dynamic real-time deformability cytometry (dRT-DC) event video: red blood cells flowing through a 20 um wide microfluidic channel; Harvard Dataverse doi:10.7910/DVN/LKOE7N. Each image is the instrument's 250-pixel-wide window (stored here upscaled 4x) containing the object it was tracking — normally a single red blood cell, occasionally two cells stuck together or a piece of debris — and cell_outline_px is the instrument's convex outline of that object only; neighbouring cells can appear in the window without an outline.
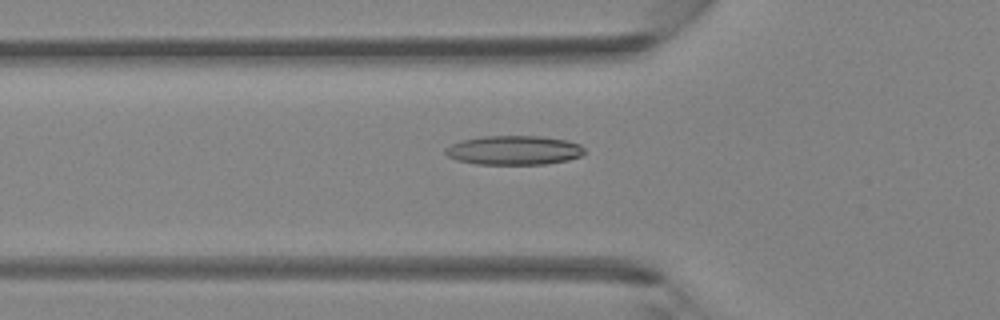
{"species": "Egyptian fruit bat (a non-hibernating species)", "species_latin": "Rousettus aegyptiacus", "temperature_condition": "room temperature", "stored_images_in_passage": 33, "camera_frame_rate_fps": 3000, "um_per_image_px": 0.085, "animal": {"sex": "female"}, "frame": {"image": 1, "passage_image": 4, "time_ms": 1.0, "image_size_px": [1000, 320], "cell_outline_px": [[584, 152], [580, 156], [568, 160], [544, 164], [476, 164], [456, 160], [448, 156], [444, 152], [444, 148], [460, 140], [484, 136], [540, 136], [568, 140], [580, 144], [584, 148]], "centroid_in_image_um": [43.67, 12.76], "position_along_channel_um": 82.1, "area_um2": 23.76}}
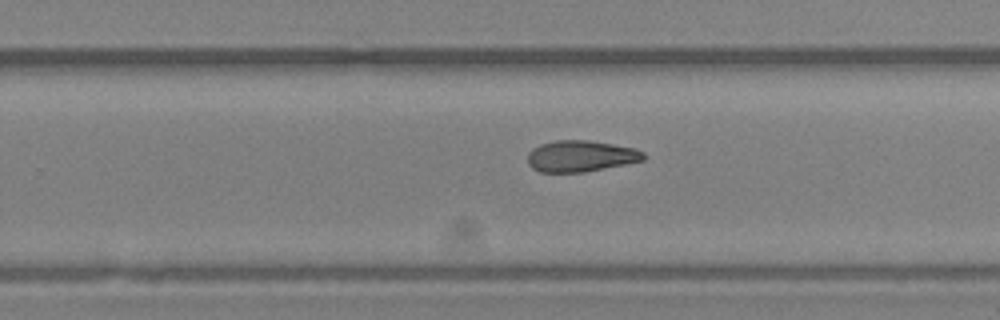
{"frame": {"image": 2, "passage_image": 17, "time_ms": 5.333, "image_size_px": [1000, 320], "cell_outline_px": [[644, 160], [584, 172], [540, 172], [532, 168], [528, 164], [528, 152], [532, 148], [540, 144], [556, 140], [588, 140], [636, 148], [644, 152]], "centroid_in_image_um": [49.33, 13.26], "position_along_channel_um": 280.5, "area_um2": 21.1}}
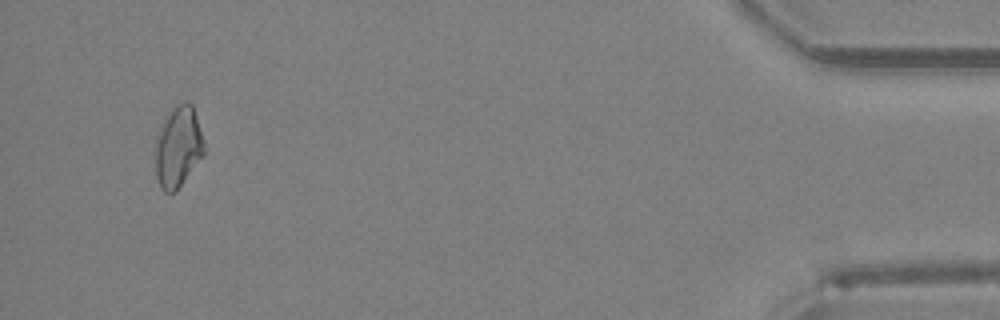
{"frame": {"image": 3, "passage_image": 31, "time_ms": 10.0, "image_size_px": [1000, 320], "cell_outline_px": [[204, 156], [176, 192], [164, 192], [160, 188], [156, 176], [156, 140], [164, 120], [172, 108], [176, 104], [184, 100], [188, 100], [192, 104], [204, 140]], "centroid_in_image_um": [15.16, 12.5], "position_along_channel_um": 420.0, "area_um2": 23.12}}